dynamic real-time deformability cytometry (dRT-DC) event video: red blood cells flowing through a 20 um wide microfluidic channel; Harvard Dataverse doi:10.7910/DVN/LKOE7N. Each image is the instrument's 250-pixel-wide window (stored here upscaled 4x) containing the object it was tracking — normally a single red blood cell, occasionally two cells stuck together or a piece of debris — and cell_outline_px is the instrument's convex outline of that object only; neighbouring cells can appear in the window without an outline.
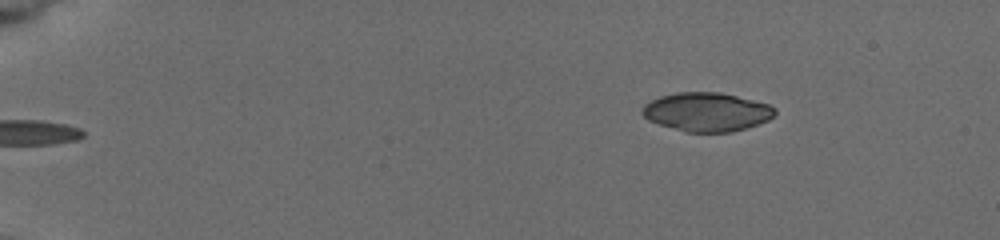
{"species": "common noctule bat (a hibernating species)", "species_latin": "Nyctalus noctula", "temperature_condition": "cold", "stored_images_in_passage": 8, "segment_of_instrument_passage": [2, 2], "camera_frame_rate_fps": 3000, "um_per_image_px": 0.085, "animal": {"sex": "female", "body_mass_g": 19.5, "forearm_length_mm": 54.1}, "frame": {"image": 1, "passage_image": 8, "time_ms": 6.0, "image_size_px": [1000, 240], "cell_outline_px": [[776, 112], [768, 120], [748, 128], [732, 132], [684, 132], [648, 120], [640, 112], [644, 104], [660, 96], [676, 92], [720, 92], [768, 104], [776, 108]], "centroid_in_image_um": [60.06, 9.52], "position_along_channel_um": 24.9, "area_um2": 30.0}}